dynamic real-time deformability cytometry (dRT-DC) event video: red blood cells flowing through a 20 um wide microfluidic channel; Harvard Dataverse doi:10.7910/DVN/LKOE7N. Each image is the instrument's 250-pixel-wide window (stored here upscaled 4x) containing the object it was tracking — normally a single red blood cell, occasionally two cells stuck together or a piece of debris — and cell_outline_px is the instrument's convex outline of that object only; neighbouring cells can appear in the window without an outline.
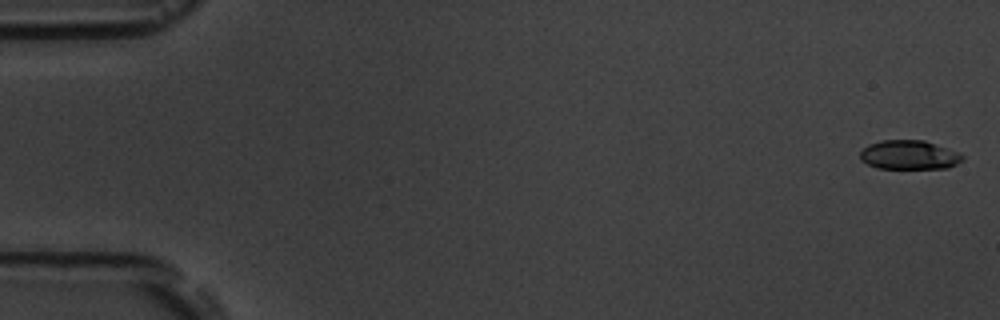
{"species": "common noctule bat (a hibernating species)", "species_latin": "Nyctalus noctula", "temperature_condition": "room temperature", "stored_images_in_passage": 5, "camera_frame_rate_fps": 3000, "um_per_image_px": 0.085, "animal": {"sex": "male", "body_mass_g": 19.5, "forearm_length_mm": 54.6}, "frame": {"image": 1, "passage_image": 1, "time_ms": 0.0, "image_size_px": [1000, 320], "cell_outline_px": [[964, 160], [948, 168], [876, 168], [860, 160], [860, 152], [868, 144], [880, 140], [924, 140], [960, 152], [964, 156]], "centroid_in_image_um": [77.29, 13.16], "position_along_channel_um": 7.7, "area_um2": 17.51}}
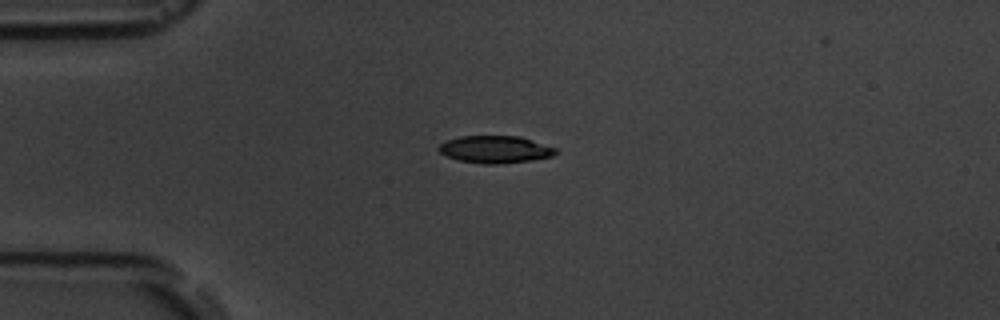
{"frame": {"image": 2, "passage_image": 4, "time_ms": 4.333, "image_size_px": [1000, 320], "cell_outline_px": [[560, 152], [552, 156], [532, 160], [500, 164], [484, 164], [460, 160], [444, 156], [436, 148], [440, 144], [448, 140], [460, 136], [520, 136], [556, 148]], "centroid_in_image_um": [42.09, 12.7], "position_along_channel_um": 42.9, "area_um2": 18.67}}